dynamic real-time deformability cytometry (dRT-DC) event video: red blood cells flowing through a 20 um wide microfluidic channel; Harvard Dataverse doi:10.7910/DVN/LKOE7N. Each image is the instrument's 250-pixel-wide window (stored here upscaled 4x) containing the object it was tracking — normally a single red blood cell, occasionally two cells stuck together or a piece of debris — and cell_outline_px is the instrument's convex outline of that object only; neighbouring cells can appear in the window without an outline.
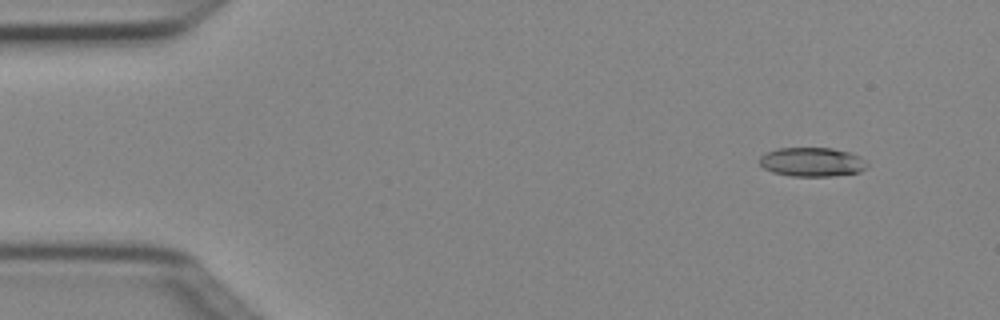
{"species": "Egyptian fruit bat (a non-hibernating species)", "species_latin": "Rousettus aegyptiacus", "temperature_condition": "cold", "stored_images_in_passage": 3, "camera_frame_rate_fps": 3000, "um_per_image_px": 0.085, "animal": {"sex": "female"}, "frame": {"image": 1, "passage_image": 1, "time_ms": 0.0, "image_size_px": [1000, 320], "cell_outline_px": [[868, 164], [860, 172], [832, 176], [792, 176], [772, 172], [764, 168], [760, 164], [760, 156], [764, 152], [780, 148], [832, 148], [848, 152], [860, 156], [868, 160]], "centroid_in_image_um": [69.03, 13.77], "position_along_channel_um": 16.0, "area_um2": 18.32}}
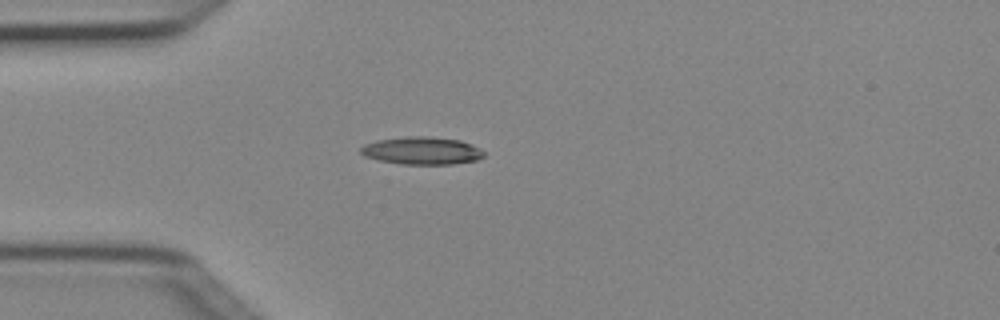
{"frame": {"image": 2, "passage_image": 3, "time_ms": 0.667, "image_size_px": [1000, 320], "cell_outline_px": [[484, 156], [476, 160], [452, 164], [400, 164], [380, 160], [364, 156], [360, 152], [360, 148], [364, 144], [376, 140], [404, 136], [424, 136], [460, 140], [472, 144], [480, 148], [484, 152]], "centroid_in_image_um": [35.84, 12.8], "position_along_channel_um": 49.2, "area_um2": 19.88}}